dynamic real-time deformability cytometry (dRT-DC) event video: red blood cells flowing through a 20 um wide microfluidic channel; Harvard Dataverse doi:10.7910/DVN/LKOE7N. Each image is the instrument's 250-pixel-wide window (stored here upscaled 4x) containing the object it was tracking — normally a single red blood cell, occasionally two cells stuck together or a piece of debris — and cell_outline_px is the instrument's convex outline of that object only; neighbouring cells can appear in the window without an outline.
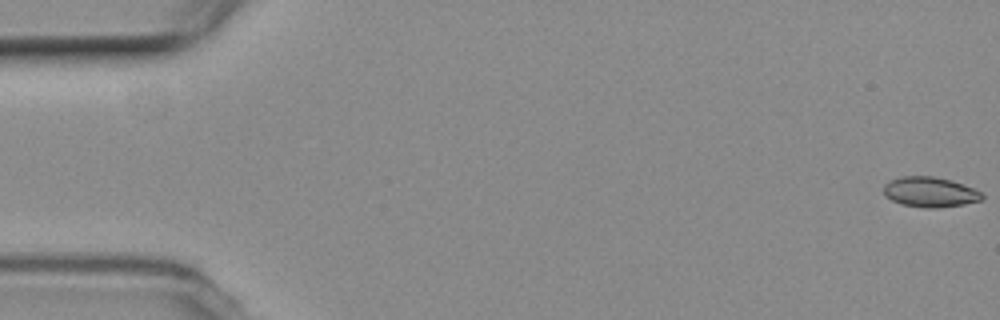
{"species": "common noctule bat (a hibernating species)", "species_latin": "Nyctalus noctula", "temperature_condition": "room temperature", "stored_images_in_passage": 5, "camera_frame_rate_fps": 3000, "um_per_image_px": 0.085, "animal": {"sex": "female", "body_mass_g": 19.3, "forearm_length_mm": 54.1}, "frame": {"image": 1, "passage_image": 1, "time_ms": 0.0, "image_size_px": [1000, 320], "cell_outline_px": [[984, 200], [964, 204], [936, 208], [924, 208], [904, 204], [892, 200], [884, 196], [884, 184], [888, 180], [900, 176], [932, 176], [952, 180], [972, 188], [980, 192], [984, 196]], "centroid_in_image_um": [79.03, 16.32], "position_along_channel_um": 6.0, "area_um2": 17.34}}
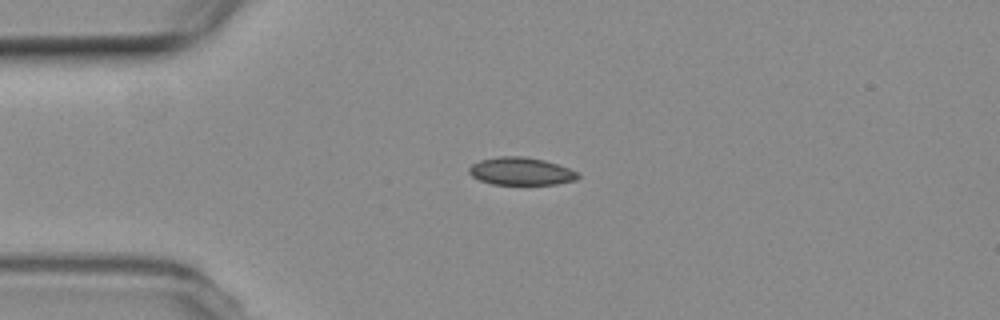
{"frame": {"image": 2, "passage_image": 4, "time_ms": 4.333, "image_size_px": [1000, 320], "cell_outline_px": [[580, 176], [576, 180], [556, 184], [492, 184], [480, 180], [472, 176], [468, 172], [468, 168], [472, 164], [480, 160], [500, 156], [524, 156], [544, 160], [580, 172]], "centroid_in_image_um": [44.29, 14.55], "position_along_channel_um": 40.7, "area_um2": 17.57}}